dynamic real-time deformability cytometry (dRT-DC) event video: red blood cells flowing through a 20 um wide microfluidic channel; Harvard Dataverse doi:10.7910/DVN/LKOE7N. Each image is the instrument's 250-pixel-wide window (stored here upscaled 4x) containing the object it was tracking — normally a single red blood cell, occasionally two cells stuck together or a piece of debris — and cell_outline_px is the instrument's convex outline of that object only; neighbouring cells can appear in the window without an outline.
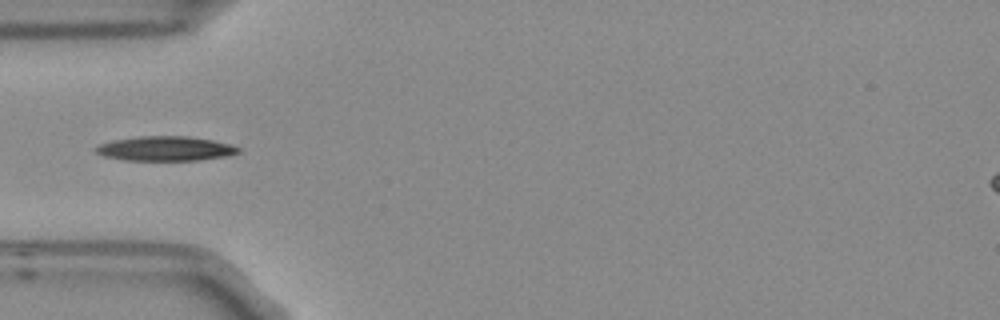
{"species": "Egyptian fruit bat (a non-hibernating species)", "species_latin": "Rousettus aegyptiacus", "temperature_condition": "room temperature", "stored_images_in_passage": 3, "camera_frame_rate_fps": 3000, "um_per_image_px": 0.085, "frame": {"image": 1, "passage_image": 3, "time_ms": 0.667, "image_size_px": [1000, 320], "cell_outline_px": [[240, 152], [228, 156], [200, 160], [124, 160], [104, 156], [96, 152], [96, 148], [100, 144], [116, 140], [140, 136], [188, 136], [212, 140], [232, 144], [240, 148]], "centroid_in_image_um": [14.13, 12.63], "position_along_channel_um": 70.9, "area_um2": 20.29}}